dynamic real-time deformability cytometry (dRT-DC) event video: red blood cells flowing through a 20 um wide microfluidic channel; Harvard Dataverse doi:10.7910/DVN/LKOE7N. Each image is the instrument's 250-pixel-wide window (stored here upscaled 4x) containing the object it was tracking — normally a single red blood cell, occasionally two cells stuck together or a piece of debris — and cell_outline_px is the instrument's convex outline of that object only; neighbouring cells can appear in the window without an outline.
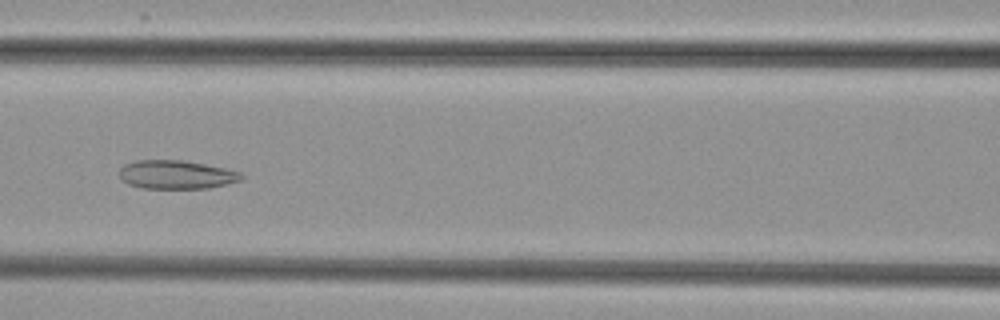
{"species": "common noctule bat (a hibernating species)", "species_latin": "Nyctalus noctula", "temperature_condition": "cold", "stored_images_in_passage": 6, "camera_frame_rate_fps": 3000, "um_per_image_px": 0.085, "animal": {"sex": "female", "body_mass_g": 29.2, "forearm_length_mm": 56.3}, "frame": {"image": 1, "passage_image": 6, "time_ms": 7.0, "image_size_px": [1000, 320], "cell_outline_px": [[244, 180], [228, 184], [208, 188], [140, 188], [128, 184], [120, 180], [120, 168], [124, 164], [136, 160], [180, 160], [204, 164], [224, 168], [240, 172], [244, 176]], "centroid_in_image_um": [14.98, 14.85], "position_along_channel_um": 151.6, "area_um2": 20.46}}